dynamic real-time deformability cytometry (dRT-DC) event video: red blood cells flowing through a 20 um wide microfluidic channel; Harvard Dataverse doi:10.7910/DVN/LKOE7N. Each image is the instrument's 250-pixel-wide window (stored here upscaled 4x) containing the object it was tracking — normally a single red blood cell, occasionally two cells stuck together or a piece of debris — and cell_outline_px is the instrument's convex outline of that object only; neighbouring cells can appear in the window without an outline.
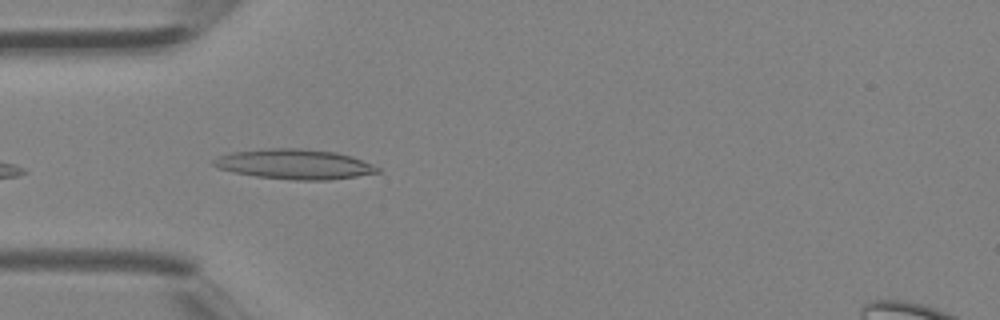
{"species": "Egyptian fruit bat (a non-hibernating species)", "species_latin": "Rousettus aegyptiacus", "temperature_condition": "room temperature", "stored_images_in_passage": 4, "camera_frame_rate_fps": 3000, "um_per_image_px": 0.085, "animal": {"sex": "female"}, "frame": {"image": 1, "passage_image": 4, "time_ms": 1.0, "image_size_px": [1000, 320], "cell_outline_px": [[380, 172], [356, 176], [328, 180], [296, 180], [256, 176], [232, 172], [220, 168], [212, 164], [212, 160], [220, 156], [232, 152], [264, 148], [300, 148], [336, 152], [352, 156], [372, 164], [380, 168]], "centroid_in_image_um": [25.04, 13.95], "position_along_channel_um": 60.0, "area_um2": 28.55}}